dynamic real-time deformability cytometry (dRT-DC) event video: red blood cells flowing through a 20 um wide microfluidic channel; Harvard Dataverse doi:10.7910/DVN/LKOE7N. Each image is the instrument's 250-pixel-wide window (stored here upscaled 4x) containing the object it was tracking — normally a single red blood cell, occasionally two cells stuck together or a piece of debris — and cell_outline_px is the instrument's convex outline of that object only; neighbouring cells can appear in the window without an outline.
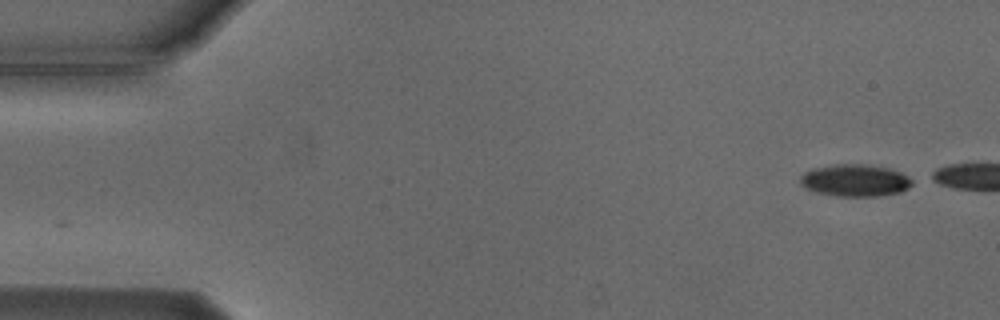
{"species": "Egyptian fruit bat (a non-hibernating species)", "species_latin": "Rousettus aegyptiacus", "temperature_condition": "cold", "stored_images_in_passage": 3, "camera_frame_rate_fps": 3000, "um_per_image_px": 0.085, "animal": {"sex": "male"}, "frame": {"image": 1, "passage_image": 1, "time_ms": 0.0, "image_size_px": [1000, 320], "cell_outline_px": [[916, 180], [908, 188], [900, 192], [876, 196], [836, 196], [816, 192], [800, 184], [800, 176], [804, 172], [812, 168], [832, 164], [868, 164], [888, 168], [900, 172]], "centroid_in_image_um": [72.69, 15.32], "position_along_channel_um": 12.3, "area_um2": 21.1}}